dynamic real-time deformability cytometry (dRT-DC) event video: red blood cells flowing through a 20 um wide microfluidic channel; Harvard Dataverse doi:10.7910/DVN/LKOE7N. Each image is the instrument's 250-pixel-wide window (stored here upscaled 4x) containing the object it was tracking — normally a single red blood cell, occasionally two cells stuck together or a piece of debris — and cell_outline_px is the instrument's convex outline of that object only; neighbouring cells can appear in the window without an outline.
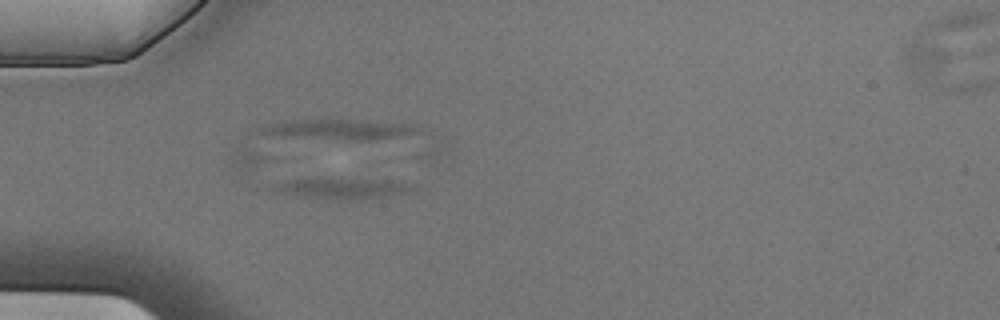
{"species": "Egyptian fruit bat (a non-hibernating species)", "species_latin": "Rousettus aegyptiacus", "temperature_condition": "cold", "stored_images_in_passage": 5, "camera_frame_rate_fps": 3000, "um_per_image_px": 0.085, "animal": {"sex": "male"}, "frame": {"image": 1, "passage_image": 4, "time_ms": 1.0, "image_size_px": [1000, 320], "cell_outline_px": [[416, 188], [408, 192], [388, 196], [360, 200], [336, 200], [296, 196], [272, 192], [264, 188], [272, 184], [284, 180], [308, 176], [324, 176], [388, 180], [416, 184]], "centroid_in_image_um": [28.9, 15.97], "position_along_channel_um": 56.1, "area_um2": 18.73}}